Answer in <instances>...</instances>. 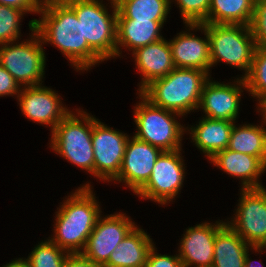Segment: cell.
I'll return each instance as SVG.
<instances>
[{"mask_svg":"<svg viewBox=\"0 0 266 267\" xmlns=\"http://www.w3.org/2000/svg\"><path fill=\"white\" fill-rule=\"evenodd\" d=\"M35 31L43 44H53L67 57L76 71H88L103 60L89 47L83 37L82 23L64 0L41 3Z\"/></svg>","mask_w":266,"mask_h":267,"instance_id":"6da1fadb","label":"cell"},{"mask_svg":"<svg viewBox=\"0 0 266 267\" xmlns=\"http://www.w3.org/2000/svg\"><path fill=\"white\" fill-rule=\"evenodd\" d=\"M91 184L78 187L57 208L54 233L48 237L64 251L81 253L101 214L100 202L96 200Z\"/></svg>","mask_w":266,"mask_h":267,"instance_id":"7a4b0ae2","label":"cell"},{"mask_svg":"<svg viewBox=\"0 0 266 267\" xmlns=\"http://www.w3.org/2000/svg\"><path fill=\"white\" fill-rule=\"evenodd\" d=\"M210 76L195 68H175L167 76L151 81L139 93L154 106L185 116L198 110L203 86Z\"/></svg>","mask_w":266,"mask_h":267,"instance_id":"3957f363","label":"cell"},{"mask_svg":"<svg viewBox=\"0 0 266 267\" xmlns=\"http://www.w3.org/2000/svg\"><path fill=\"white\" fill-rule=\"evenodd\" d=\"M93 115L80 108L70 111L51 132V149L94 176Z\"/></svg>","mask_w":266,"mask_h":267,"instance_id":"277c9868","label":"cell"},{"mask_svg":"<svg viewBox=\"0 0 266 267\" xmlns=\"http://www.w3.org/2000/svg\"><path fill=\"white\" fill-rule=\"evenodd\" d=\"M82 23L83 37L89 47L103 60L116 57L117 6L107 0L112 9L109 14L103 0H64Z\"/></svg>","mask_w":266,"mask_h":267,"instance_id":"5b68a950","label":"cell"},{"mask_svg":"<svg viewBox=\"0 0 266 267\" xmlns=\"http://www.w3.org/2000/svg\"><path fill=\"white\" fill-rule=\"evenodd\" d=\"M140 98L134 107V122L136 130L134 137L147 142L162 151L182 149V137L186 127L177 119L180 114L154 106L140 93Z\"/></svg>","mask_w":266,"mask_h":267,"instance_id":"8992f818","label":"cell"},{"mask_svg":"<svg viewBox=\"0 0 266 267\" xmlns=\"http://www.w3.org/2000/svg\"><path fill=\"white\" fill-rule=\"evenodd\" d=\"M203 25L209 36L212 67L222 61L243 70L244 78L250 71L257 48L250 26L212 23Z\"/></svg>","mask_w":266,"mask_h":267,"instance_id":"52a82bcc","label":"cell"},{"mask_svg":"<svg viewBox=\"0 0 266 267\" xmlns=\"http://www.w3.org/2000/svg\"><path fill=\"white\" fill-rule=\"evenodd\" d=\"M29 21V39L0 45V64L21 87L42 85L46 56L40 35L35 31V21Z\"/></svg>","mask_w":266,"mask_h":267,"instance_id":"ba28073f","label":"cell"},{"mask_svg":"<svg viewBox=\"0 0 266 267\" xmlns=\"http://www.w3.org/2000/svg\"><path fill=\"white\" fill-rule=\"evenodd\" d=\"M182 149L162 151L156 159L147 183L135 194L141 199H150L167 205L180 194L185 180V164Z\"/></svg>","mask_w":266,"mask_h":267,"instance_id":"9c48e42d","label":"cell"},{"mask_svg":"<svg viewBox=\"0 0 266 267\" xmlns=\"http://www.w3.org/2000/svg\"><path fill=\"white\" fill-rule=\"evenodd\" d=\"M241 189L235 216L226 222L252 247L266 241V188Z\"/></svg>","mask_w":266,"mask_h":267,"instance_id":"30bf717a","label":"cell"},{"mask_svg":"<svg viewBox=\"0 0 266 267\" xmlns=\"http://www.w3.org/2000/svg\"><path fill=\"white\" fill-rule=\"evenodd\" d=\"M129 135L93 117L94 177L112 182L121 169Z\"/></svg>","mask_w":266,"mask_h":267,"instance_id":"8fae6325","label":"cell"},{"mask_svg":"<svg viewBox=\"0 0 266 267\" xmlns=\"http://www.w3.org/2000/svg\"><path fill=\"white\" fill-rule=\"evenodd\" d=\"M135 226L136 223L123 212L100 216L81 254L104 266L110 254Z\"/></svg>","mask_w":266,"mask_h":267,"instance_id":"7c38bea8","label":"cell"},{"mask_svg":"<svg viewBox=\"0 0 266 267\" xmlns=\"http://www.w3.org/2000/svg\"><path fill=\"white\" fill-rule=\"evenodd\" d=\"M43 85L21 87L17 100L22 114L28 120L47 125L52 132L70 111L55 90Z\"/></svg>","mask_w":266,"mask_h":267,"instance_id":"4fadbf2b","label":"cell"},{"mask_svg":"<svg viewBox=\"0 0 266 267\" xmlns=\"http://www.w3.org/2000/svg\"><path fill=\"white\" fill-rule=\"evenodd\" d=\"M203 86L198 110L202 109L204 117L236 122L243 90L247 91L244 78L239 77L233 84L210 80Z\"/></svg>","mask_w":266,"mask_h":267,"instance_id":"5bb4252c","label":"cell"},{"mask_svg":"<svg viewBox=\"0 0 266 267\" xmlns=\"http://www.w3.org/2000/svg\"><path fill=\"white\" fill-rule=\"evenodd\" d=\"M129 137L119 174L112 180L124 183L133 193H137L149 180L156 159L162 150L156 146Z\"/></svg>","mask_w":266,"mask_h":267,"instance_id":"9a60e30c","label":"cell"},{"mask_svg":"<svg viewBox=\"0 0 266 267\" xmlns=\"http://www.w3.org/2000/svg\"><path fill=\"white\" fill-rule=\"evenodd\" d=\"M184 26L188 28L186 31L179 32L177 33L178 36L168 40L175 68H195L210 75L211 72L209 71L212 65L207 28L203 24L188 23ZM198 29L204 33V39L191 33V31H198Z\"/></svg>","mask_w":266,"mask_h":267,"instance_id":"2e32d148","label":"cell"},{"mask_svg":"<svg viewBox=\"0 0 266 267\" xmlns=\"http://www.w3.org/2000/svg\"><path fill=\"white\" fill-rule=\"evenodd\" d=\"M225 223L222 220L213 224L205 221L186 229L178 248V255L184 267L212 266L216 232Z\"/></svg>","mask_w":266,"mask_h":267,"instance_id":"e0dca14e","label":"cell"},{"mask_svg":"<svg viewBox=\"0 0 266 267\" xmlns=\"http://www.w3.org/2000/svg\"><path fill=\"white\" fill-rule=\"evenodd\" d=\"M132 55L136 69L142 75L138 93L151 81L165 77L175 69L171 47L165 38L138 48Z\"/></svg>","mask_w":266,"mask_h":267,"instance_id":"ac0fdd59","label":"cell"},{"mask_svg":"<svg viewBox=\"0 0 266 267\" xmlns=\"http://www.w3.org/2000/svg\"><path fill=\"white\" fill-rule=\"evenodd\" d=\"M209 161L228 175L241 179L242 189L264 187L259 179L266 171V165L258 157L226 148L217 152Z\"/></svg>","mask_w":266,"mask_h":267,"instance_id":"d6986e66","label":"cell"},{"mask_svg":"<svg viewBox=\"0 0 266 267\" xmlns=\"http://www.w3.org/2000/svg\"><path fill=\"white\" fill-rule=\"evenodd\" d=\"M166 21L117 19L116 30V57L122 51L121 47L132 51V53L148 44L162 40L161 29Z\"/></svg>","mask_w":266,"mask_h":267,"instance_id":"ffe728a7","label":"cell"},{"mask_svg":"<svg viewBox=\"0 0 266 267\" xmlns=\"http://www.w3.org/2000/svg\"><path fill=\"white\" fill-rule=\"evenodd\" d=\"M234 123L202 117L196 126L186 127V130L191 135V142L210 160L217 152L228 147Z\"/></svg>","mask_w":266,"mask_h":267,"instance_id":"44dd1931","label":"cell"},{"mask_svg":"<svg viewBox=\"0 0 266 267\" xmlns=\"http://www.w3.org/2000/svg\"><path fill=\"white\" fill-rule=\"evenodd\" d=\"M250 247V248H249ZM248 250L262 253L261 247L249 245L227 222L216 232L213 267H244Z\"/></svg>","mask_w":266,"mask_h":267,"instance_id":"7402d4cb","label":"cell"},{"mask_svg":"<svg viewBox=\"0 0 266 267\" xmlns=\"http://www.w3.org/2000/svg\"><path fill=\"white\" fill-rule=\"evenodd\" d=\"M153 245L150 236L136 225L110 254L103 267H145Z\"/></svg>","mask_w":266,"mask_h":267,"instance_id":"603a6c76","label":"cell"},{"mask_svg":"<svg viewBox=\"0 0 266 267\" xmlns=\"http://www.w3.org/2000/svg\"><path fill=\"white\" fill-rule=\"evenodd\" d=\"M227 149L258 157L266 165V128L259 125L234 126Z\"/></svg>","mask_w":266,"mask_h":267,"instance_id":"cb8c5ba5","label":"cell"},{"mask_svg":"<svg viewBox=\"0 0 266 267\" xmlns=\"http://www.w3.org/2000/svg\"><path fill=\"white\" fill-rule=\"evenodd\" d=\"M255 0H211L208 23L250 26Z\"/></svg>","mask_w":266,"mask_h":267,"instance_id":"d4e9b609","label":"cell"},{"mask_svg":"<svg viewBox=\"0 0 266 267\" xmlns=\"http://www.w3.org/2000/svg\"><path fill=\"white\" fill-rule=\"evenodd\" d=\"M117 19L166 21L170 0H115Z\"/></svg>","mask_w":266,"mask_h":267,"instance_id":"484cf974","label":"cell"},{"mask_svg":"<svg viewBox=\"0 0 266 267\" xmlns=\"http://www.w3.org/2000/svg\"><path fill=\"white\" fill-rule=\"evenodd\" d=\"M247 92L257 99V110L266 102V47L257 46L249 73L244 77Z\"/></svg>","mask_w":266,"mask_h":267,"instance_id":"4316f807","label":"cell"},{"mask_svg":"<svg viewBox=\"0 0 266 267\" xmlns=\"http://www.w3.org/2000/svg\"><path fill=\"white\" fill-rule=\"evenodd\" d=\"M69 254L47 239L38 243L24 259L31 267H63Z\"/></svg>","mask_w":266,"mask_h":267,"instance_id":"83f0119b","label":"cell"},{"mask_svg":"<svg viewBox=\"0 0 266 267\" xmlns=\"http://www.w3.org/2000/svg\"><path fill=\"white\" fill-rule=\"evenodd\" d=\"M25 14L23 10L0 4V45L22 39L20 23Z\"/></svg>","mask_w":266,"mask_h":267,"instance_id":"f1b7e54d","label":"cell"},{"mask_svg":"<svg viewBox=\"0 0 266 267\" xmlns=\"http://www.w3.org/2000/svg\"><path fill=\"white\" fill-rule=\"evenodd\" d=\"M176 2L184 24L208 23L211 0H170Z\"/></svg>","mask_w":266,"mask_h":267,"instance_id":"f546056e","label":"cell"},{"mask_svg":"<svg viewBox=\"0 0 266 267\" xmlns=\"http://www.w3.org/2000/svg\"><path fill=\"white\" fill-rule=\"evenodd\" d=\"M250 28L257 46L266 47V0H255Z\"/></svg>","mask_w":266,"mask_h":267,"instance_id":"4dcf8cb0","label":"cell"},{"mask_svg":"<svg viewBox=\"0 0 266 267\" xmlns=\"http://www.w3.org/2000/svg\"><path fill=\"white\" fill-rule=\"evenodd\" d=\"M155 244L150 249L145 267H184L178 254H158Z\"/></svg>","mask_w":266,"mask_h":267,"instance_id":"1f68e13d","label":"cell"},{"mask_svg":"<svg viewBox=\"0 0 266 267\" xmlns=\"http://www.w3.org/2000/svg\"><path fill=\"white\" fill-rule=\"evenodd\" d=\"M21 86L15 81L13 76L0 64V97H18Z\"/></svg>","mask_w":266,"mask_h":267,"instance_id":"d6a6232c","label":"cell"},{"mask_svg":"<svg viewBox=\"0 0 266 267\" xmlns=\"http://www.w3.org/2000/svg\"><path fill=\"white\" fill-rule=\"evenodd\" d=\"M0 4L18 8L26 14H38L41 5L38 0H0Z\"/></svg>","mask_w":266,"mask_h":267,"instance_id":"836d02e7","label":"cell"},{"mask_svg":"<svg viewBox=\"0 0 266 267\" xmlns=\"http://www.w3.org/2000/svg\"><path fill=\"white\" fill-rule=\"evenodd\" d=\"M63 267H103L95 264L81 253L69 254L64 262Z\"/></svg>","mask_w":266,"mask_h":267,"instance_id":"e575fe53","label":"cell"},{"mask_svg":"<svg viewBox=\"0 0 266 267\" xmlns=\"http://www.w3.org/2000/svg\"><path fill=\"white\" fill-rule=\"evenodd\" d=\"M2 267H31L24 258H16L15 260L6 263V265H3Z\"/></svg>","mask_w":266,"mask_h":267,"instance_id":"d590c367","label":"cell"},{"mask_svg":"<svg viewBox=\"0 0 266 267\" xmlns=\"http://www.w3.org/2000/svg\"><path fill=\"white\" fill-rule=\"evenodd\" d=\"M250 254H249V250L246 253V257H245V264L244 267H264V265L262 264V262H260V260L258 261V264H254L255 260L253 261L252 259L249 258ZM260 262V263H259Z\"/></svg>","mask_w":266,"mask_h":267,"instance_id":"8d00e7d4","label":"cell"},{"mask_svg":"<svg viewBox=\"0 0 266 267\" xmlns=\"http://www.w3.org/2000/svg\"><path fill=\"white\" fill-rule=\"evenodd\" d=\"M257 112L261 113L264 126L266 125V102L258 109Z\"/></svg>","mask_w":266,"mask_h":267,"instance_id":"74e56055","label":"cell"},{"mask_svg":"<svg viewBox=\"0 0 266 267\" xmlns=\"http://www.w3.org/2000/svg\"><path fill=\"white\" fill-rule=\"evenodd\" d=\"M262 249H266V241L265 243L261 246Z\"/></svg>","mask_w":266,"mask_h":267,"instance_id":"f35d334b","label":"cell"},{"mask_svg":"<svg viewBox=\"0 0 266 267\" xmlns=\"http://www.w3.org/2000/svg\"><path fill=\"white\" fill-rule=\"evenodd\" d=\"M40 3L46 2V1H51V0H38Z\"/></svg>","mask_w":266,"mask_h":267,"instance_id":"ab89813d","label":"cell"}]
</instances>
